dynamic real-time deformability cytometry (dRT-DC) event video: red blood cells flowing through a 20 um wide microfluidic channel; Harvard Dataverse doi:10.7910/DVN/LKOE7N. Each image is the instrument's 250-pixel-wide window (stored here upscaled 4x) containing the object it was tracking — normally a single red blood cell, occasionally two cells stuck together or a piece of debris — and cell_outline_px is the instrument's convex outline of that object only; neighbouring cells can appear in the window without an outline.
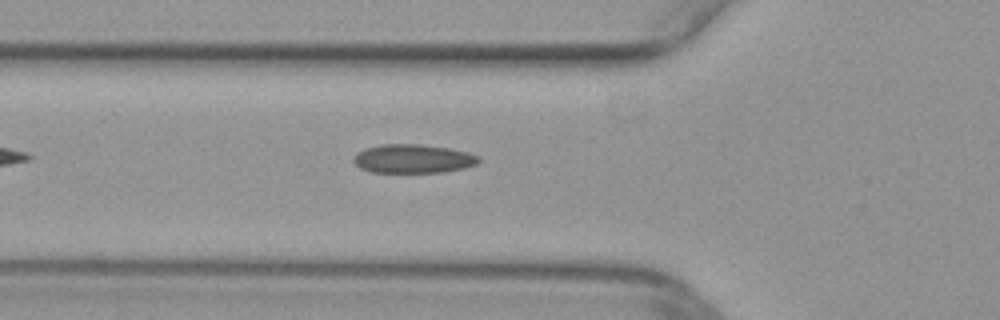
{"species": "common noctule bat (a hibernating species)", "species_latin": "Nyctalus noctula", "temperature_condition": "warm", "stored_images_in_passage": 33, "camera_frame_rate_fps": 3000, "um_per_image_px": 0.085, "animal": {"sex": "female", "body_mass_g": 29.2, "forearm_length_mm": 56.3}, "frame": {"image": 1, "passage_image": 4, "time_ms": 1.0, "image_size_px": [1000, 320], "cell_outline_px": [[480, 160], [476, 164], [464, 168], [444, 172], [372, 172], [360, 168], [352, 160], [356, 152], [364, 148], [384, 144], [420, 144], [448, 148], [468, 152], [480, 156]], "centroid_in_image_um": [35.1, 13.49], "position_along_channel_um": 90.7, "area_um2": 21.04}}
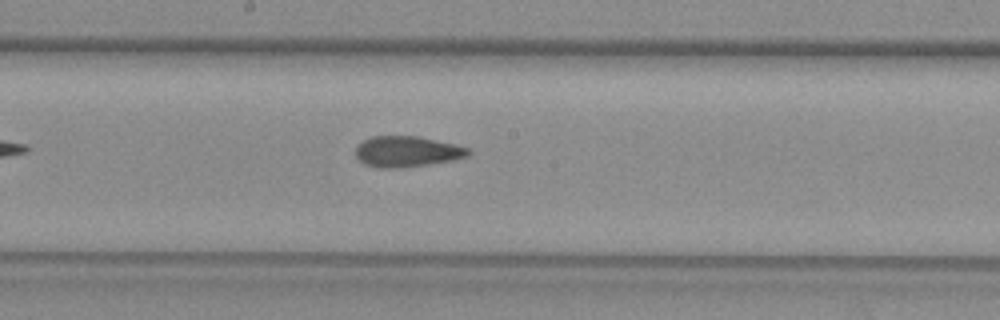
{"frame": {"image": 2, "passage_image": 13, "time_ms": 4.0, "image_size_px": [1000, 320], "cell_outline_px": [[472, 152], [468, 156], [452, 160], [396, 168], [376, 168], [364, 164], [356, 156], [356, 148], [364, 140], [372, 136], [416, 136], [456, 144], [468, 148]], "centroid_in_image_um": [34.59, 12.88], "position_along_channel_um": 213.6, "area_um2": 20.0}}
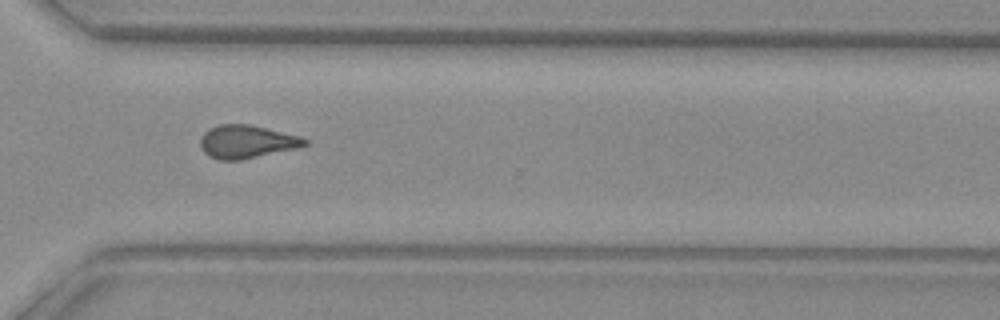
{"frame": {"image": 3, "passage_image": 23, "time_ms": 7.333, "image_size_px": [1000, 320], "cell_outline_px": [[308, 144], [296, 148], [240, 160], [220, 160], [208, 156], [204, 152], [200, 144], [200, 140], [204, 132], [208, 128], [220, 124], [248, 124], [300, 136], [308, 140]], "centroid_in_image_um": [20.94, 12.04], "position_along_channel_um": 349.7, "area_um2": 20.0}}